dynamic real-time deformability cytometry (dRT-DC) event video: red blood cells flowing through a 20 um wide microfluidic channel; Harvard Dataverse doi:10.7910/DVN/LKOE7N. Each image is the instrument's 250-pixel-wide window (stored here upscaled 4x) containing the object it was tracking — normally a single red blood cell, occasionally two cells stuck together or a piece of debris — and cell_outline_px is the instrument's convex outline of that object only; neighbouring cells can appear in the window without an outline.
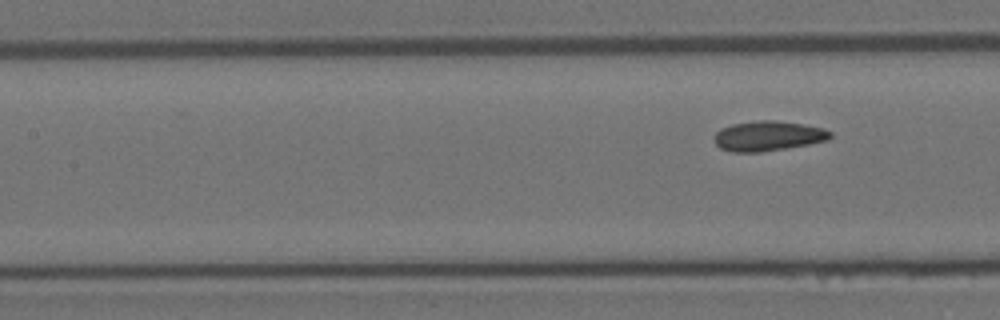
{"species": "Egyptian fruit bat (a non-hibernating species)", "species_latin": "Rousettus aegyptiacus", "temperature_condition": "room temperature", "stored_images_in_passage": 6, "segment_of_instrument_passage": [2, 2], "camera_frame_rate_fps": 3000, "um_per_image_px": 0.085, "animal": {"sex": "female"}, "frame": {"image": 1, "passage_image": 6, "time_ms": 1.667, "image_size_px": [1000, 320], "cell_outline_px": [[832, 136], [828, 140], [788, 148], [760, 152], [732, 152], [720, 148], [716, 144], [716, 132], [720, 128], [732, 124], [760, 120], [776, 120], [804, 124], [824, 128], [832, 132]], "centroid_in_image_um": [65.32, 11.55], "position_along_channel_um": 142.1, "area_um2": 20.29}}